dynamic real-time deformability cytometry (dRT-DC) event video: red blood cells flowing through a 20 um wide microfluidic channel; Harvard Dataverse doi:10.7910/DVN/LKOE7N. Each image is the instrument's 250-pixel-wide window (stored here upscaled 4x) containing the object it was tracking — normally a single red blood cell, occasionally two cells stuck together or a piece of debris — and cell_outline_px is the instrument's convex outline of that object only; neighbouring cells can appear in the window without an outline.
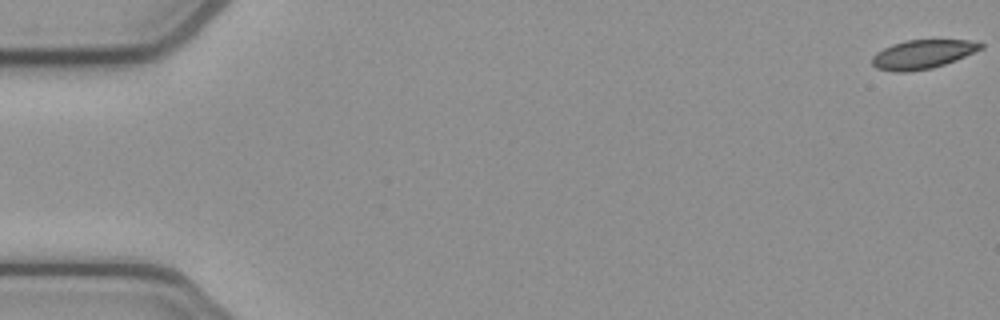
{"species": "common noctule bat (a hibernating species)", "species_latin": "Nyctalus noctula", "temperature_condition": "cold", "stored_images_in_passage": 53, "camera_frame_rate_fps": 3000, "um_per_image_px": 0.085, "animal": {"sex": "female", "body_mass_g": 21.9}, "frame": {"image": 1, "passage_image": 1, "time_ms": 0.0, "image_size_px": [1000, 320], "cell_outline_px": [[984, 48], [956, 60], [932, 68], [908, 72], [892, 72], [876, 68], [872, 64], [872, 56], [876, 52], [892, 44], [904, 40], [968, 40], [984, 44]], "centroid_in_image_um": [78.4, 4.62], "position_along_channel_um": 6.6, "area_um2": 18.38}}
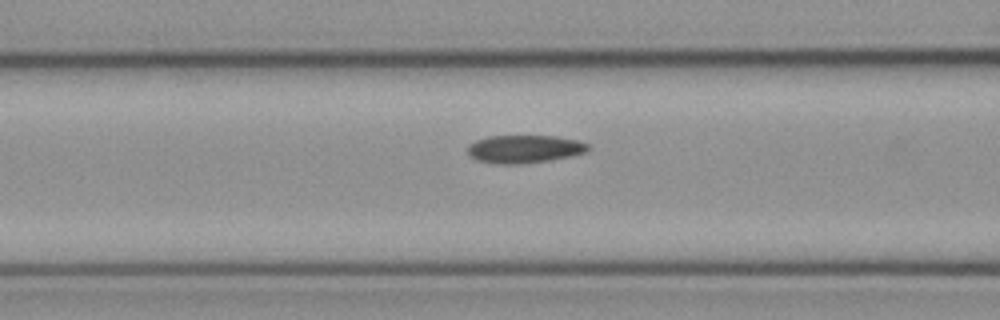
{"frame": {"image": 2, "passage_image": 22, "time_ms": 7.0, "image_size_px": [1000, 320], "cell_outline_px": [[592, 148], [588, 152], [572, 156], [552, 160], [524, 164], [496, 164], [476, 160], [468, 156], [468, 144], [476, 140], [488, 136], [556, 136], [576, 140], [588, 144]], "centroid_in_image_um": [44.58, 12.68], "position_along_channel_um": 122.0, "area_um2": 20.0}}
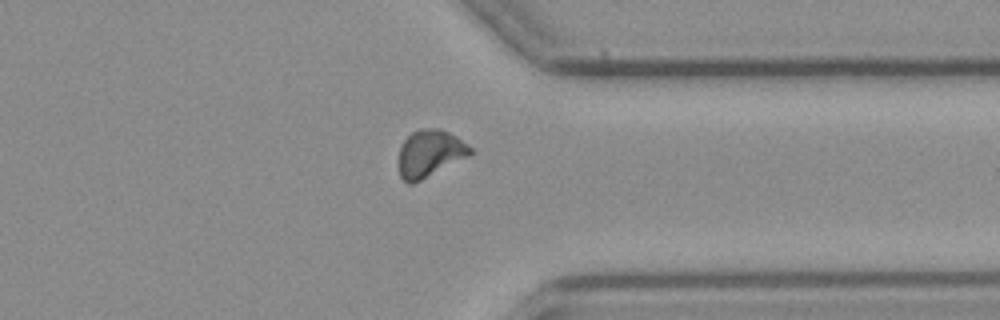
{"frame": {"image": 3, "passage_image": 42, "time_ms": 13.667, "image_size_px": [1000, 320], "cell_outline_px": [[472, 152], [468, 156], [412, 184], [408, 184], [400, 176], [400, 148], [404, 140], [412, 132], [420, 128], [440, 128], [456, 136], [472, 148]], "centroid_in_image_um": [36.53, 13.02], "position_along_channel_um": 374.9, "area_um2": 19.25}}